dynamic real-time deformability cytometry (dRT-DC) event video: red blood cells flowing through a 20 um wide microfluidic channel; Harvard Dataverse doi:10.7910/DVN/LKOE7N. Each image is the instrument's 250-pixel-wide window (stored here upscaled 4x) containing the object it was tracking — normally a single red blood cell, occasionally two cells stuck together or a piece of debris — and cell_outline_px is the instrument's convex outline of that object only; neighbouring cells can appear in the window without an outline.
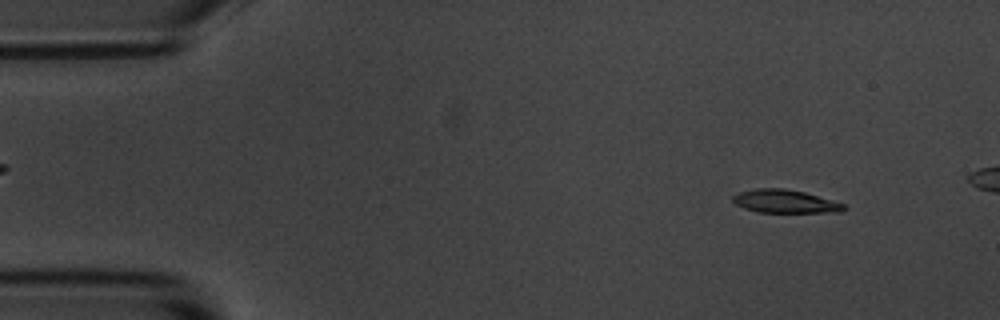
{"species": "common noctule bat (a hibernating species)", "species_latin": "Nyctalus noctula", "temperature_condition": "room temperature", "stored_images_in_passage": 4, "camera_frame_rate_fps": 3000, "um_per_image_px": 0.085, "animal": {"sex": "male", "body_mass_g": 20.1, "forearm_length_mm": 53.5}, "frame": {"image": 1, "passage_image": 4, "time_ms": 4.333, "image_size_px": [1000, 320], "cell_outline_px": [[848, 208], [840, 212], [760, 212], [744, 208], [736, 204], [732, 200], [732, 196], [736, 192], [756, 188], [784, 188], [804, 192], [832, 200], [844, 204]], "centroid_in_image_um": [66.7, 17.11], "position_along_channel_um": 18.3, "area_um2": 15.03}}